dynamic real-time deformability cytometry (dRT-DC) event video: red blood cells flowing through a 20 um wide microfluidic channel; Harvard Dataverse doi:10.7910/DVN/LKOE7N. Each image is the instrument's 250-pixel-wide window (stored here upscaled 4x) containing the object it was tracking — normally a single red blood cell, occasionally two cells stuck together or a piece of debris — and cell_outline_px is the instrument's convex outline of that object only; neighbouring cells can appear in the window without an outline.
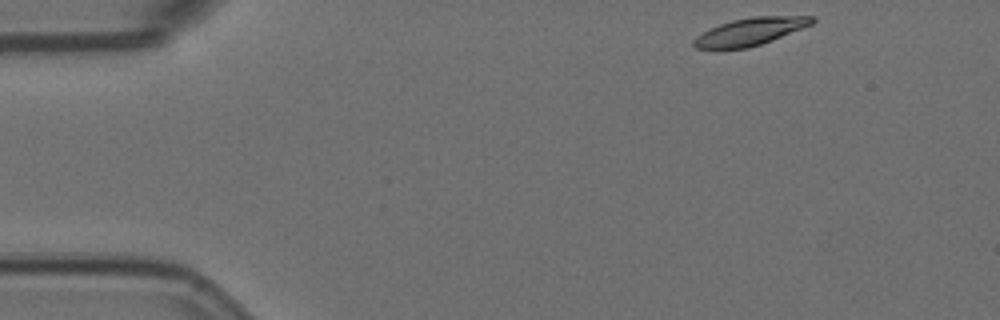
{"species": "Egyptian fruit bat (a non-hibernating species)", "species_latin": "Rousettus aegyptiacus", "temperature_condition": "room temperature", "stored_images_in_passage": 10, "camera_frame_rate_fps": 3000, "um_per_image_px": 0.085, "animal": {"sex": "female"}, "frame": {"image": 1, "passage_image": 1, "time_ms": 0.0, "image_size_px": [1000, 320], "cell_outline_px": [[816, 20], [812, 24], [772, 40], [748, 48], [716, 52], [696, 48], [692, 44], [692, 40], [696, 36], [720, 24], [732, 20], [752, 16], [816, 16]], "centroid_in_image_um": [63.69, 2.73], "position_along_channel_um": 21.3, "area_um2": 19.42}}